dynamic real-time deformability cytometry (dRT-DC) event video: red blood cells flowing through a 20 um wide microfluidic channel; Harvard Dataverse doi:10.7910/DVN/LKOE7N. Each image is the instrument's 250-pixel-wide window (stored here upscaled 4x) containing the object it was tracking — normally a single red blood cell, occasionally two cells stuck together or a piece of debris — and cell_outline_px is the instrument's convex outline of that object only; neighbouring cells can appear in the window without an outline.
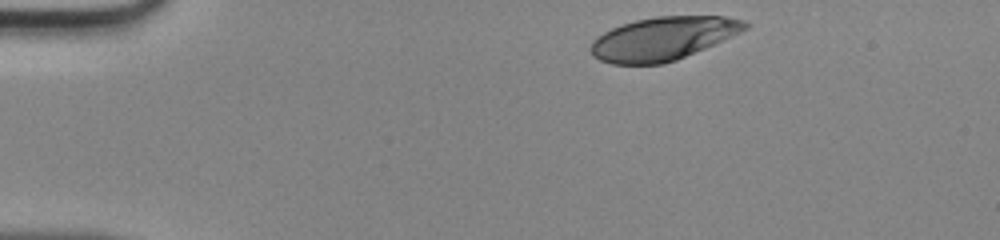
{"species": "human", "species_latin": "Homo sapiens", "temperature_condition": "room temperature", "stored_images_in_passage": 35, "camera_frame_rate_fps": 3000, "um_per_image_px": 0.085, "donor": {"sex": "male"}, "frame": {"image": 1, "passage_image": 1, "time_ms": 0.0, "image_size_px": [1000, 240], "cell_outline_px": [[752, 24], [748, 28], [740, 32], [704, 48], [676, 60], [664, 64], [612, 64], [600, 60], [592, 56], [588, 48], [592, 40], [596, 36], [612, 28], [636, 20], [656, 16], [724, 16], [744, 20]], "centroid_in_image_um": [56.32, 3.28], "position_along_channel_um": 28.7, "area_um2": 38.9}}
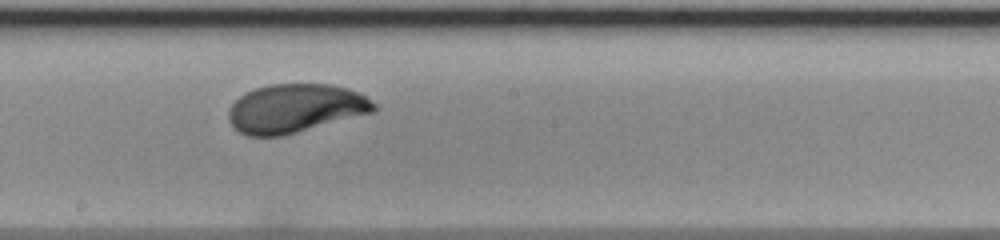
{"frame": {"image": 2, "passage_image": 20, "time_ms": 6.333, "image_size_px": [1000, 240], "cell_outline_px": [[380, 108], [376, 112], [284, 136], [248, 136], [240, 132], [228, 120], [228, 108], [244, 92], [268, 84], [328, 84], [348, 88], [364, 96], [376, 104]], "centroid_in_image_um": [25.12, 9.22], "position_along_channel_um": 223.1, "area_um2": 41.62}}
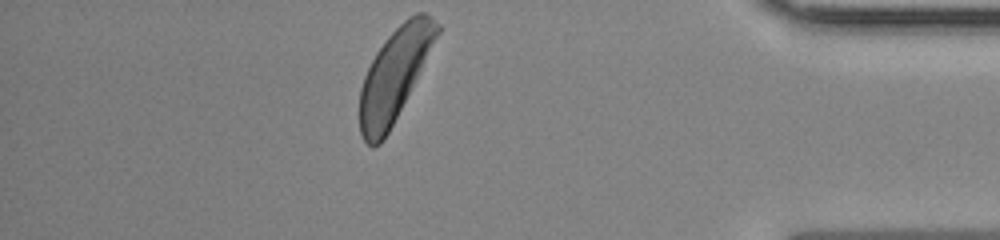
{"frame": {"image": 3, "passage_image": 35, "time_ms": 11.333, "image_size_px": [1000, 240], "cell_outline_px": [[444, 28], [384, 140], [380, 144], [372, 148], [360, 136], [360, 88], [364, 76], [376, 52], [384, 40], [408, 16], [416, 12], [424, 12], [440, 24]], "centroid_in_image_um": [33.57, 6.33], "position_along_channel_um": 401.6, "area_um2": 41.5}}